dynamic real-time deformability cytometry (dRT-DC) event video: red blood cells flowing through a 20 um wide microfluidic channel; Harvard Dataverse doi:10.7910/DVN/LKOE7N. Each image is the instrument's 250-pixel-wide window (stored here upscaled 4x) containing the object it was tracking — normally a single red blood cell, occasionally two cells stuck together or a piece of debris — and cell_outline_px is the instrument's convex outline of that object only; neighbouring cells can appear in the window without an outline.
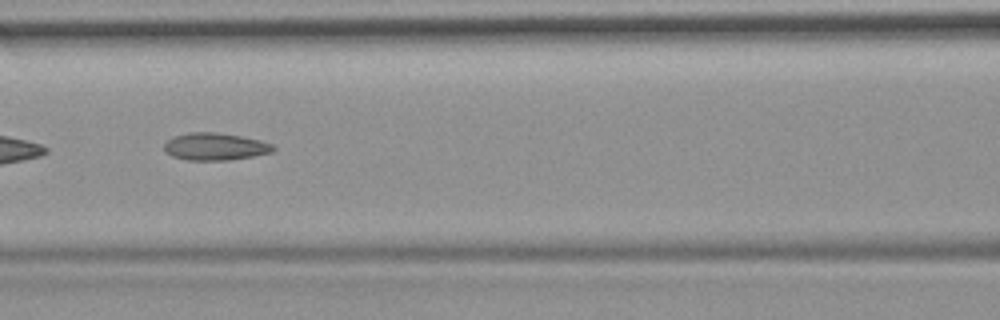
{"species": "common noctule bat (a hibernating species)", "species_latin": "Nyctalus noctula", "temperature_condition": "room temperature", "stored_images_in_passage": 53, "camera_frame_rate_fps": 3000, "um_per_image_px": 0.085, "animal": {"sex": "female", "body_mass_g": 19.9}, "frame": {"image": 1, "passage_image": 23, "time_ms": 7.333, "image_size_px": [1000, 320], "cell_outline_px": [[276, 148], [272, 152], [252, 156], [228, 160], [188, 160], [172, 156], [164, 152], [164, 144], [172, 136], [188, 132], [216, 132], [240, 136], [260, 140], [272, 144]], "centroid_in_image_um": [18.25, 12.45], "position_along_channel_um": 148.4, "area_um2": 17.4}, "authors_computed_cell_mechanics": {"area_um2": 17.918, "velocity_mm_per_s": 3.7346, "shape_relaxation_time_tau1_ms": null, "shape_relaxation_time_tau2_ms": 2.8584, "deformation_change_tau1": null, "deformation_change_tau2": 0.1152}}